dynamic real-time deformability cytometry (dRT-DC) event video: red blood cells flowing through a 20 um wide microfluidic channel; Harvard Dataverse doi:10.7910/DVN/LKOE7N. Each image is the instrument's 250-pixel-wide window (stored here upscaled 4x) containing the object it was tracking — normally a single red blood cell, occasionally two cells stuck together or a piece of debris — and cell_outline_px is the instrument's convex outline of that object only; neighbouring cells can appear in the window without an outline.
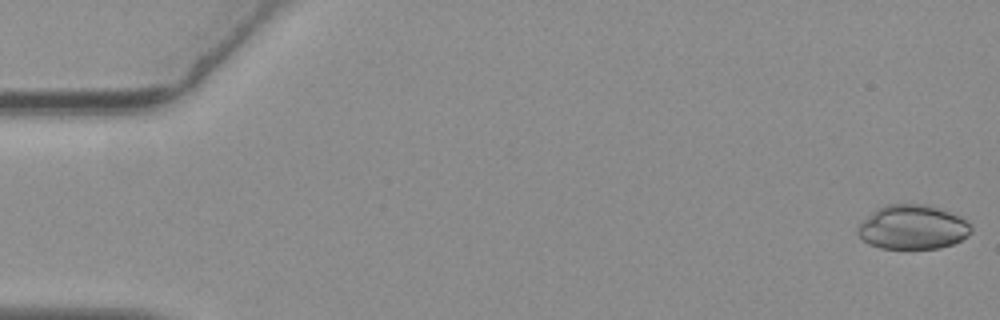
{"species": "common noctule bat (a hibernating species)", "species_latin": "Nyctalus noctula", "temperature_condition": "warm", "stored_images_in_passage": 56, "camera_frame_rate_fps": 3000, "um_per_image_px": 0.085, "animal": {"sex": "female", "body_mass_g": 19.3, "forearm_length_mm": 54.1}, "frame": {"image": 1, "passage_image": 1, "time_ms": 0.0, "image_size_px": [1000, 320], "cell_outline_px": [[972, 232], [968, 236], [952, 244], [940, 248], [880, 248], [868, 244], [856, 232], [856, 228], [876, 208], [888, 204], [928, 204], [940, 208], [960, 216], [972, 228]], "centroid_in_image_um": [77.57, 19.3], "position_along_channel_um": 7.4, "area_um2": 29.25}}
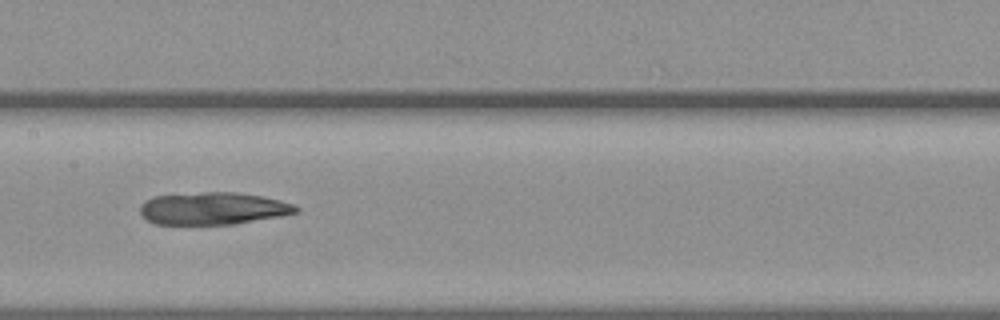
{"frame": {"image": 2, "passage_image": 28, "time_ms": 9.0, "image_size_px": [1000, 320], "cell_outline_px": [[300, 208], [296, 212], [280, 216], [236, 224], [156, 224], [148, 220], [140, 212], [140, 204], [144, 200], [152, 196], [200, 192], [236, 192], [260, 196], [280, 200], [292, 204]], "centroid_in_image_um": [18.08, 17.71], "position_along_channel_um": 189.3, "area_um2": 29.36}}
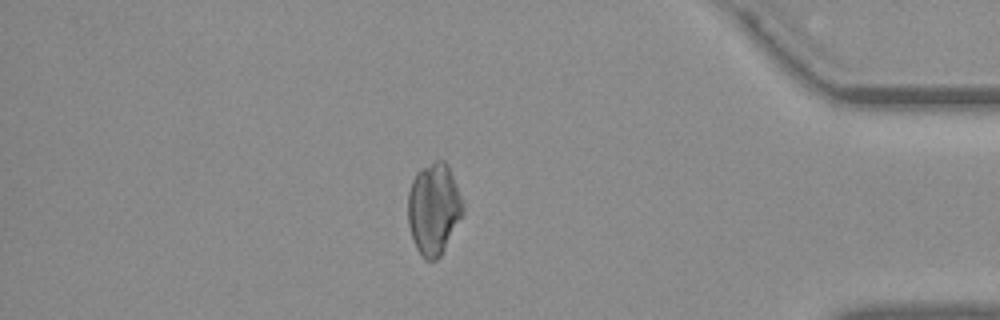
{"frame": {"image": 3, "passage_image": 48, "time_ms": 15.667, "image_size_px": [1000, 320], "cell_outline_px": [[464, 212], [440, 256], [436, 260], [424, 260], [416, 248], [408, 224], [408, 192], [412, 180], [416, 172], [420, 168], [436, 160], [444, 160], [448, 164], [464, 204]], "centroid_in_image_um": [36.86, 17.73], "position_along_channel_um": 398.3, "area_um2": 29.36}}